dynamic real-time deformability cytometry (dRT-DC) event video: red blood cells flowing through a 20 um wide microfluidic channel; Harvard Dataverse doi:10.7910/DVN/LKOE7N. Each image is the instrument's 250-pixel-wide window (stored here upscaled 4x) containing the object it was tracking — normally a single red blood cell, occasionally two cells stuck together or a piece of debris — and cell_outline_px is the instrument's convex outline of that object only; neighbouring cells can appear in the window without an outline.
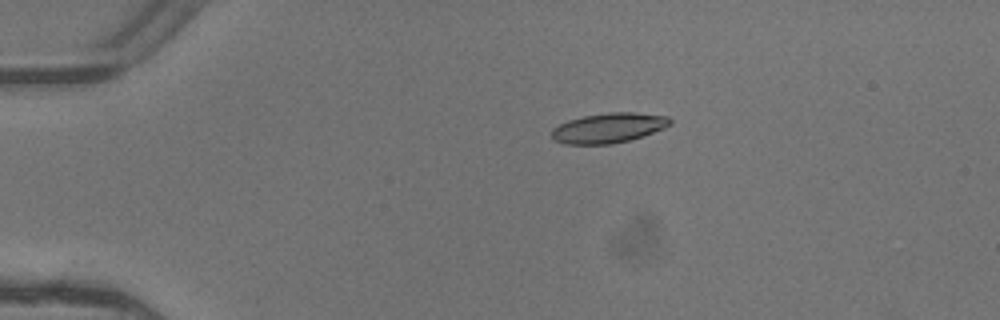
{"species": "common noctule bat (a hibernating species)", "species_latin": "Nyctalus noctula", "temperature_condition": "warm", "stored_images_in_passage": 6, "camera_frame_rate_fps": 3000, "um_per_image_px": 0.085, "animal": {"sex": "female"}, "frame": {"image": 1, "passage_image": 3, "time_ms": 0.667, "image_size_px": [1000, 320], "cell_outline_px": [[672, 124], [664, 128], [628, 140], [612, 144], [564, 144], [556, 140], [552, 136], [552, 128], [568, 120], [584, 116], [608, 112], [636, 112], [668, 116], [672, 120]], "centroid_in_image_um": [51.74, 10.86], "position_along_channel_um": 33.3, "area_um2": 20.52}}
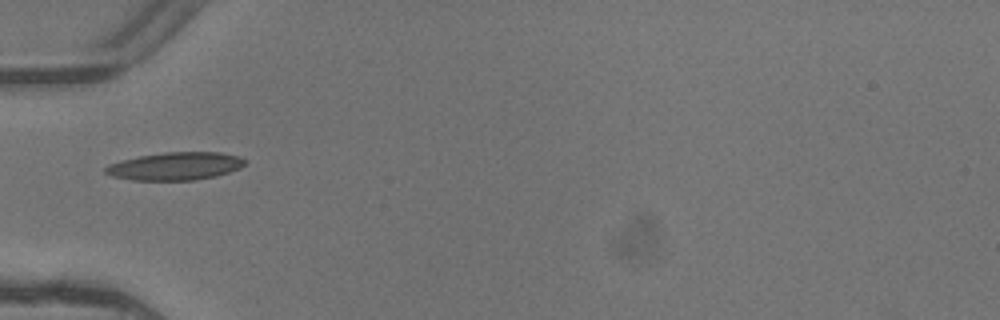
{"frame": {"image": 2, "passage_image": 5, "time_ms": 1.333, "image_size_px": [1000, 320], "cell_outline_px": [[244, 164], [240, 168], [216, 176], [196, 180], [132, 180], [112, 176], [104, 172], [104, 168], [108, 164], [120, 160], [140, 156], [164, 152], [220, 152], [236, 156], [244, 160]], "centroid_in_image_um": [14.85, 14.12], "position_along_channel_um": 70.2, "area_um2": 22.54}}
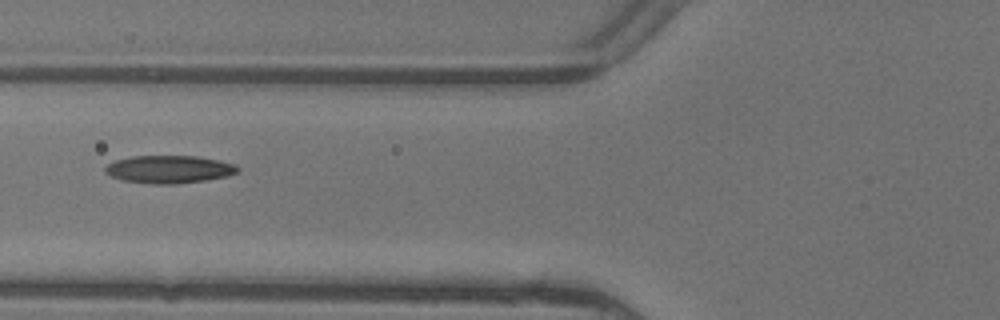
{"frame": {"image": 3, "passage_image": 6, "time_ms": 1.667, "image_size_px": [1000, 320], "cell_outline_px": [[240, 168], [236, 172], [228, 176], [204, 180], [176, 184], [152, 184], [120, 180], [104, 172], [104, 168], [108, 164], [116, 160], [132, 156], [196, 156], [236, 164]], "centroid_in_image_um": [14.35, 14.39], "position_along_channel_um": 111.5, "area_um2": 21.39}}